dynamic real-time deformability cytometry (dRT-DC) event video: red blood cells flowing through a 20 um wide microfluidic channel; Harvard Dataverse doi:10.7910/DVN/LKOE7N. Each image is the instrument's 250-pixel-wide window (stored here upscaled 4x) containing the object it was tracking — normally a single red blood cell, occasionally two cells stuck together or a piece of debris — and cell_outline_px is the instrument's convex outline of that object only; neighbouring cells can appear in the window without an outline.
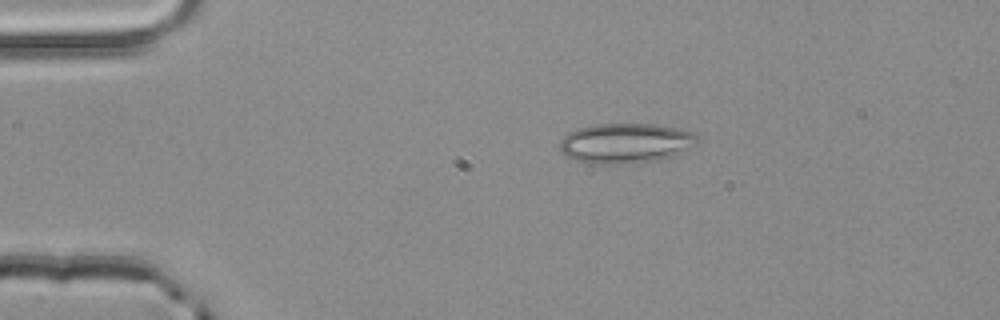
{"species": "common noctule bat (a hibernating species)", "species_latin": "Nyctalus noctula", "temperature_condition": "room temperature", "stored_images_in_passage": 2, "camera_frame_rate_fps": 3000, "um_per_image_px": 0.085, "animal": {"sex": "male", "body_mass_g": 20.4}, "frame": {"image": 1, "passage_image": 1, "time_ms": 0.0, "image_size_px": [1000, 320], "cell_outline_px": [[696, 140], [688, 148], [676, 156], [660, 160], [612, 164], [596, 164], [576, 160], [568, 156], [560, 148], [560, 140], [568, 132], [576, 128], [592, 124], [652, 124], [676, 128], [688, 132], [696, 136]], "centroid_in_image_um": [53.12, 12.17], "position_along_channel_um": 31.9, "area_um2": 31.67}}